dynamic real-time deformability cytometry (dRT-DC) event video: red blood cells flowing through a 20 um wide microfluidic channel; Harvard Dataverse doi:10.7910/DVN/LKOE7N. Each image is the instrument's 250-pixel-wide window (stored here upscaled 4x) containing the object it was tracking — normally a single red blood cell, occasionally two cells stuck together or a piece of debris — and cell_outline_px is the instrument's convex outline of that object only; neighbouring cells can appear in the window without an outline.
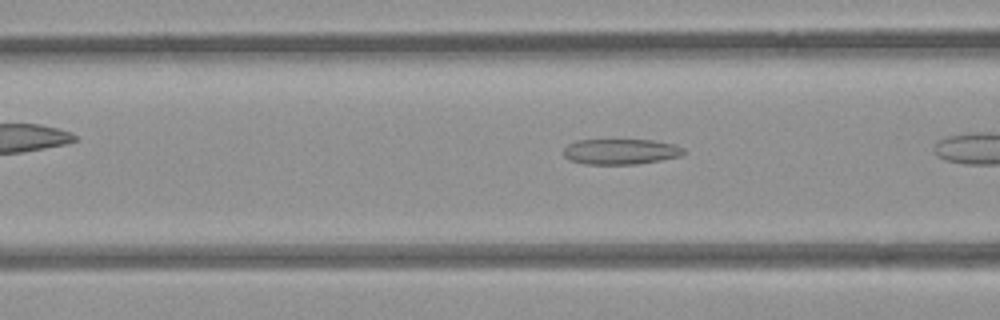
{"species": "common noctule bat (a hibernating species)", "species_latin": "Nyctalus noctula", "temperature_condition": "room temperature", "stored_images_in_passage": 25, "camera_frame_rate_fps": 3000, "um_per_image_px": 0.085, "animal": {"sex": "female", "body_mass_g": 21.9}, "frame": {"image": 1, "passage_image": 15, "time_ms": 4.667, "image_size_px": [1000, 320], "cell_outline_px": [[684, 152], [680, 156], [660, 160], [636, 164], [584, 164], [568, 160], [564, 156], [564, 148], [568, 144], [576, 140], [652, 140], [676, 144], [684, 148]], "centroid_in_image_um": [52.74, 12.88], "position_along_channel_um": 113.9, "area_um2": 17.92}}